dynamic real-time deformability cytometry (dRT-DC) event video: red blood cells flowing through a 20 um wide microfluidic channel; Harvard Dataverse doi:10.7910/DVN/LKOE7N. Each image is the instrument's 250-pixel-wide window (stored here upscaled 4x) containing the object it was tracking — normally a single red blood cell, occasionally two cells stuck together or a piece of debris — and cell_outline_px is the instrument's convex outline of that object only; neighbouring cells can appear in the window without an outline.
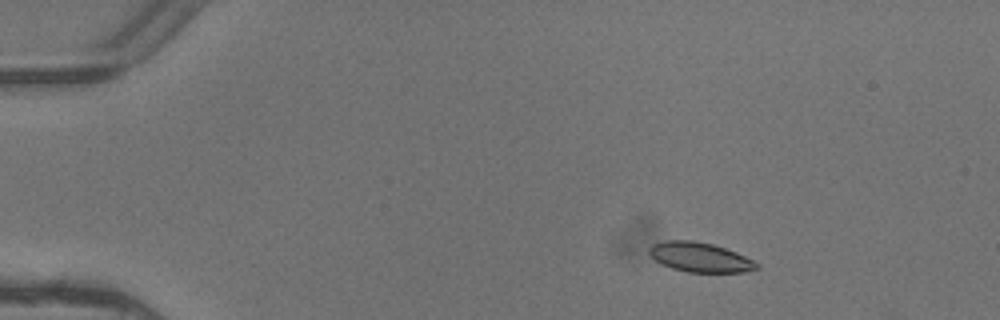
{"species": "common noctule bat (a hibernating species)", "species_latin": "Nyctalus noctula", "temperature_condition": "warm", "stored_images_in_passage": 3, "camera_frame_rate_fps": 3000, "um_per_image_px": 0.085, "animal": {"sex": "female"}, "frame": {"image": 1, "passage_image": 1, "time_ms": 0.0, "image_size_px": [1000, 320], "cell_outline_px": [[760, 268], [744, 272], [688, 272], [672, 268], [656, 260], [648, 252], [648, 248], [652, 244], [664, 240], [692, 240], [712, 244], [736, 252], [760, 264]], "centroid_in_image_um": [59.5, 21.86], "position_along_channel_um": 25.5, "area_um2": 18.44}}